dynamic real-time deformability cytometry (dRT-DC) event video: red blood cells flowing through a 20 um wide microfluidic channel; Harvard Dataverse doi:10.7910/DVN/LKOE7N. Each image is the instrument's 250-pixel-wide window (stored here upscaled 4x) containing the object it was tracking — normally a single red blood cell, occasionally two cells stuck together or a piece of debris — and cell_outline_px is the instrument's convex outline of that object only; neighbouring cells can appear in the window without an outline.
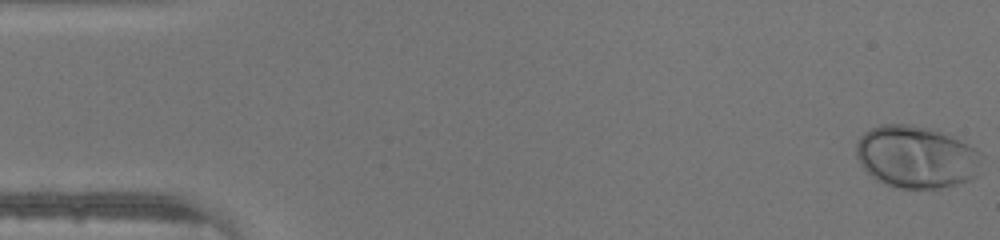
{"species": "human", "species_latin": "Homo sapiens", "temperature_condition": "warm", "stored_images_in_passage": 44, "camera_frame_rate_fps": 3000, "um_per_image_px": 0.085, "donor": {"sex": "male"}, "frame": {"image": 1, "passage_image": 1, "time_ms": 0.0, "image_size_px": [1000, 240], "cell_outline_px": [[984, 156], [976, 176], [968, 180], [956, 184], [940, 188], [900, 188], [884, 184], [872, 176], [864, 168], [856, 156], [856, 144], [860, 136], [864, 132], [872, 128], [884, 124], [908, 124], [928, 128], [952, 136], [976, 148]], "centroid_in_image_um": [77.9, 13.34], "position_along_channel_um": 7.1, "area_um2": 45.55}}
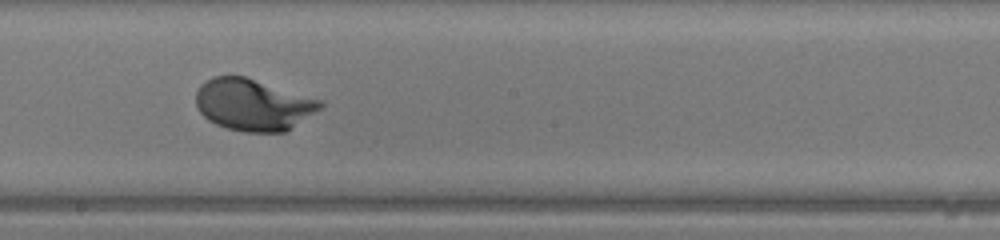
{"frame": {"image": 2, "passage_image": 26, "time_ms": 8.333, "image_size_px": [1000, 240], "cell_outline_px": [[324, 104], [320, 108], [284, 132], [244, 132], [228, 128], [216, 124], [208, 120], [196, 108], [196, 92], [200, 84], [212, 76], [244, 76], [324, 100]], "centroid_in_image_um": [21.49, 8.89], "position_along_channel_um": 226.7, "area_um2": 37.4}}
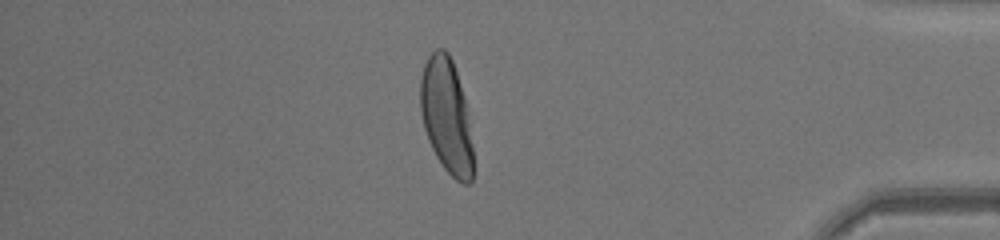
{"frame": {"image": 3, "passage_image": 40, "time_ms": 13.0, "image_size_px": [1000, 240], "cell_outline_px": [[472, 180], [468, 184], [464, 184], [456, 180], [444, 168], [436, 156], [428, 140], [424, 128], [420, 112], [420, 76], [424, 64], [428, 56], [436, 48], [444, 48], [448, 52], [452, 60], [464, 96], [472, 148]], "centroid_in_image_um": [37.91, 9.81], "position_along_channel_um": 397.3, "area_um2": 35.03}}